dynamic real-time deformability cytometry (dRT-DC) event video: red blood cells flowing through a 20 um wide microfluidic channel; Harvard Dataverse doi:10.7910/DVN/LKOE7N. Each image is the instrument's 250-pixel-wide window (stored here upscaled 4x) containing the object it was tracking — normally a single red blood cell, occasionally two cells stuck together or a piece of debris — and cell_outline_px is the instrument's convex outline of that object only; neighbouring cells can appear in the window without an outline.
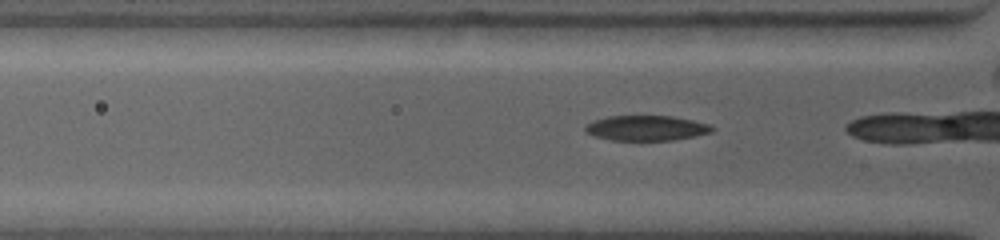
{"species": "common noctule bat (a hibernating species)", "species_latin": "Nyctalus noctula", "temperature_condition": "warm", "stored_images_in_passage": 23, "camera_frame_rate_fps": 4500, "um_per_image_px": 0.085, "animal": {"sex": "female", "body_mass_g": 19.0, "forearm_length_mm": 53.3}, "frame": {"image": 1, "passage_image": 6, "time_ms": 0.667, "image_size_px": [1000, 240], "cell_outline_px": [[716, 128], [712, 132], [672, 140], [612, 140], [596, 136], [584, 132], [584, 128], [592, 120], [608, 116], [672, 116], [712, 124]], "centroid_in_image_um": [54.95, 10.88], "position_along_channel_um": 70.9, "area_um2": 18.55}}